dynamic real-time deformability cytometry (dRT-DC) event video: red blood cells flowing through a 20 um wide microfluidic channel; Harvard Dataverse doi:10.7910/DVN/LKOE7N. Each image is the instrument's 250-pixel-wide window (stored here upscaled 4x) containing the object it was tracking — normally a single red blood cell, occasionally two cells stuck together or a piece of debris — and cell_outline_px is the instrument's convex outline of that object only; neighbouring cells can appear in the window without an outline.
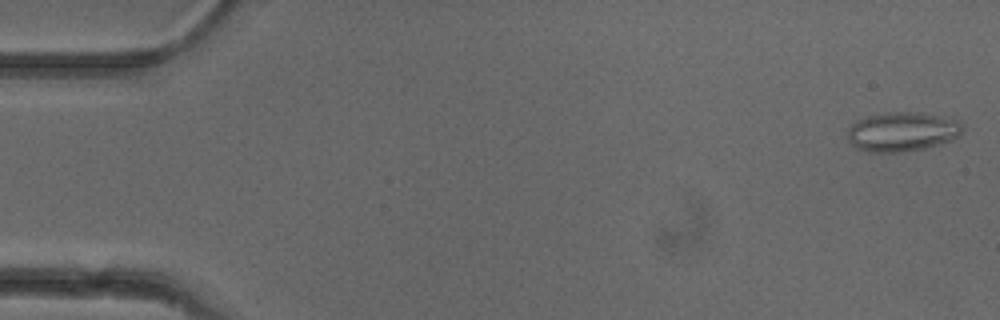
{"species": "common noctule bat (a hibernating species)", "species_latin": "Nyctalus noctula", "temperature_condition": "cold", "stored_images_in_passage": 51, "camera_frame_rate_fps": 3000, "um_per_image_px": 0.085, "animal": {"sex": "female"}, "frame": {"image": 1, "passage_image": 1, "time_ms": 0.0, "image_size_px": [1000, 320], "cell_outline_px": [[964, 128], [960, 136], [952, 140], [940, 144], [924, 148], [900, 152], [868, 152], [856, 148], [848, 140], [848, 128], [856, 120], [868, 116], [884, 112], [924, 112], [956, 120], [964, 124]], "centroid_in_image_um": [76.7, 11.19], "position_along_channel_um": 8.3, "area_um2": 26.65}}
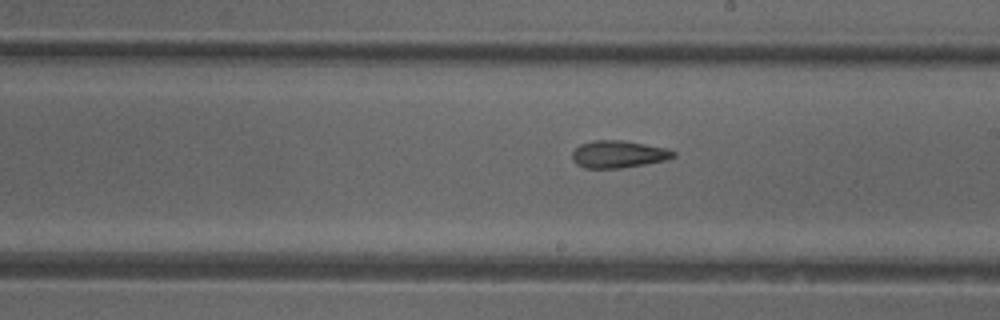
{"frame": {"image": 2, "passage_image": 29, "time_ms": 9.333, "image_size_px": [1000, 320], "cell_outline_px": [[676, 156], [668, 160], [620, 168], [584, 168], [576, 164], [572, 160], [572, 152], [580, 144], [592, 140], [620, 140], [668, 148], [676, 152]], "centroid_in_image_um": [52.57, 13.11], "position_along_channel_um": 236.4, "area_um2": 16.18}}
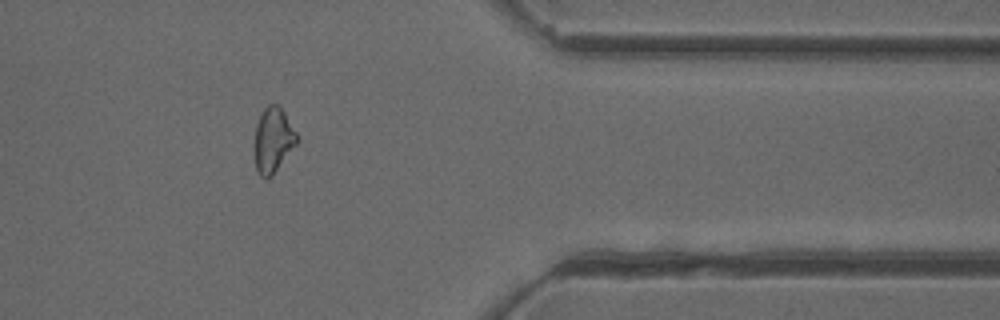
{"frame": {"image": 3, "passage_image": 42, "time_ms": 13.667, "image_size_px": [1000, 320], "cell_outline_px": [[296, 144], [272, 176], [268, 180], [260, 176], [256, 168], [256, 124], [260, 112], [268, 104], [276, 104], [284, 112], [296, 132]], "centroid_in_image_um": [23.2, 11.9], "position_along_channel_um": 388.2, "area_um2": 15.66}, "authors_computed_cell_mechanics": {"area_um2": 17.2244, "velocity_mm_per_s": 3.9572, "shape_relaxation_time_tau1_ms": null, "shape_relaxation_time_tau2_ms": 4.5463, "deformation_change_tau1": null, "deformation_change_tau2": 0.1442}}